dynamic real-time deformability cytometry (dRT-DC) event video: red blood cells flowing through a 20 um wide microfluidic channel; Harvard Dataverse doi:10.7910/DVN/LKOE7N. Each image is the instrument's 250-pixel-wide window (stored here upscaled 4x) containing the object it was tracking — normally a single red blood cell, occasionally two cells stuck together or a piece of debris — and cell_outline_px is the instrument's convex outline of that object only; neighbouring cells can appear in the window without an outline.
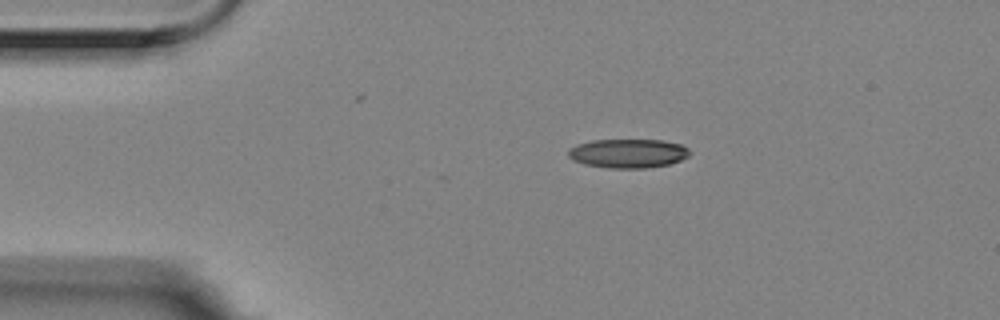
{"species": "Egyptian fruit bat (a non-hibernating species)", "species_latin": "Rousettus aegyptiacus", "temperature_condition": "room temperature", "stored_images_in_passage": 3, "camera_frame_rate_fps": 3000, "um_per_image_px": 0.085, "animal": {"sex": "female"}, "frame": {"image": 1, "passage_image": 1, "time_ms": 0.0, "image_size_px": [1000, 320], "cell_outline_px": [[688, 156], [680, 160], [668, 164], [648, 168], [608, 168], [584, 164], [572, 160], [568, 156], [568, 148], [592, 140], [664, 140], [680, 144], [688, 148]], "centroid_in_image_um": [53.36, 13.04], "position_along_channel_um": 31.6, "area_um2": 20.46}}